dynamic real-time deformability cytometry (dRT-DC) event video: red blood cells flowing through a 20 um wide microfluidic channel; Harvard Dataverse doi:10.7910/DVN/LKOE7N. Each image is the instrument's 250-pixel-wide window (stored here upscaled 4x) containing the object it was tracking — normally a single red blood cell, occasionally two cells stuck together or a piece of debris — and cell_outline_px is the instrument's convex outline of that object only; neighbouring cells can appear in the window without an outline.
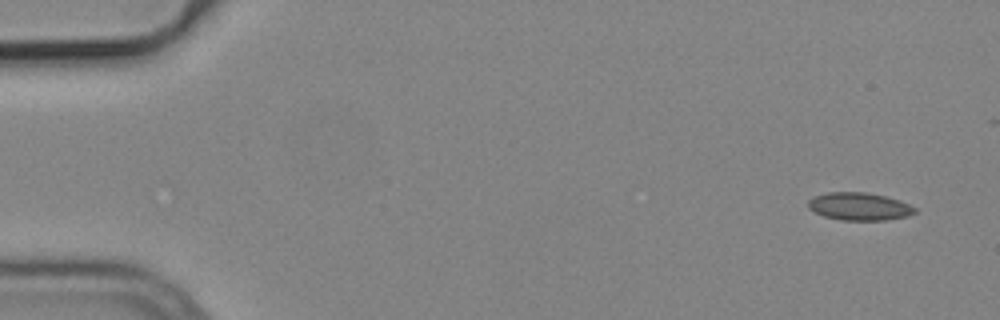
{"species": "common noctule bat (a hibernating species)", "species_latin": "Nyctalus noctula", "temperature_condition": "cold", "stored_images_in_passage": 7, "camera_frame_rate_fps": 3000, "um_per_image_px": 0.085, "animal": {"sex": "male", "body_mass_g": 19.2, "forearm_length_mm": 51.8}, "frame": {"image": 1, "passage_image": 1, "time_ms": 0.0, "image_size_px": [1000, 320], "cell_outline_px": [[916, 212], [908, 216], [884, 220], [840, 220], [824, 216], [808, 208], [808, 200], [816, 196], [828, 192], [864, 192], [884, 196], [900, 200], [916, 208]], "centroid_in_image_um": [73.04, 17.55], "position_along_channel_um": 12.0, "area_um2": 17.11}}
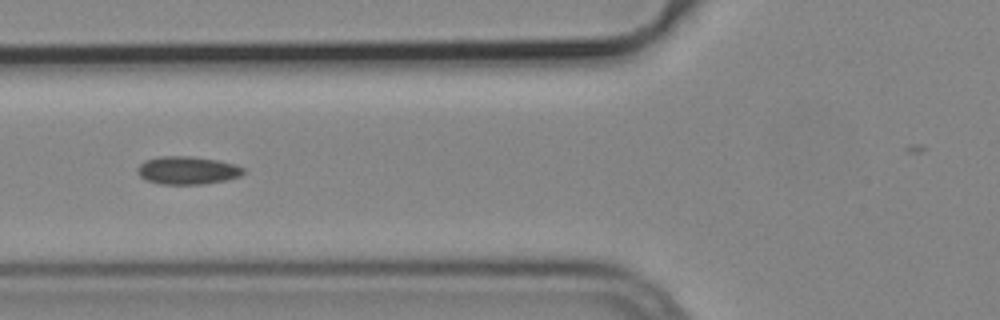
{"frame": {"image": 2, "passage_image": 6, "time_ms": 1.667, "image_size_px": [1000, 320], "cell_outline_px": [[244, 172], [240, 176], [224, 180], [200, 184], [164, 184], [148, 180], [140, 176], [136, 172], [136, 168], [144, 160], [160, 156], [192, 156], [220, 160], [236, 164], [244, 168]], "centroid_in_image_um": [15.93, 14.46], "position_along_channel_um": 109.9, "area_um2": 17.28}}
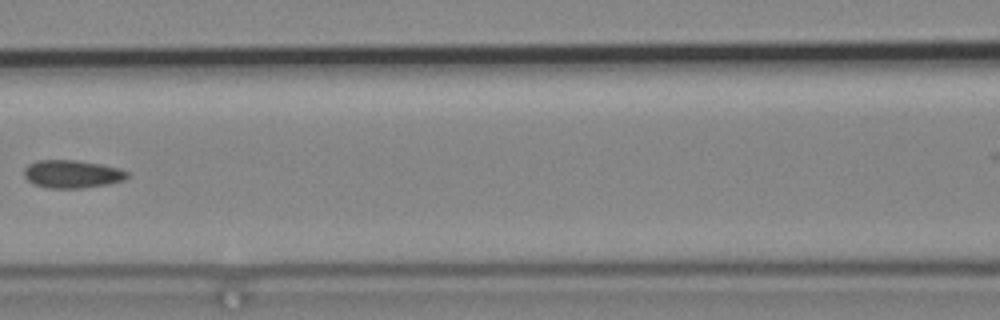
{"frame": {"image": 3, "passage_image": 7, "time_ms": 2.0, "image_size_px": [1000, 320], "cell_outline_px": [[128, 176], [124, 180], [108, 184], [80, 188], [48, 188], [32, 184], [24, 176], [24, 168], [28, 164], [36, 160], [76, 160], [100, 164], [120, 168], [128, 172]], "centroid_in_image_um": [6.1, 14.79], "position_along_channel_um": 160.5, "area_um2": 16.88}}